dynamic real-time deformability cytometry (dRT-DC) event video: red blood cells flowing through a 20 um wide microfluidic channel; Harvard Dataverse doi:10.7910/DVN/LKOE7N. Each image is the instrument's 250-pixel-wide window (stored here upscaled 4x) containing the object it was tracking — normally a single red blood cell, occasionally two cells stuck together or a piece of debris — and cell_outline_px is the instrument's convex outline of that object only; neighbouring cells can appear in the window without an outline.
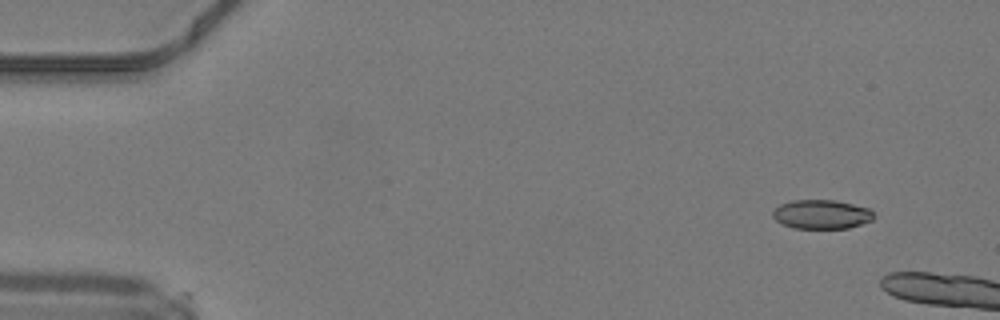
{"species": "common noctule bat (a hibernating species)", "species_latin": "Nyctalus noctula", "temperature_condition": "warm", "stored_images_in_passage": 4, "camera_frame_rate_fps": 3000, "um_per_image_px": 0.085, "animal": {"sex": "male", "body_mass_g": 19.2, "forearm_length_mm": 51.8}, "frame": {"image": 1, "passage_image": 1, "time_ms": 0.0, "image_size_px": [1000, 320], "cell_outline_px": [[876, 216], [872, 220], [848, 228], [792, 228], [776, 220], [772, 216], [772, 212], [780, 204], [792, 200], [836, 200], [868, 208]], "centroid_in_image_um": [69.83, 18.21], "position_along_channel_um": 15.2, "area_um2": 17.05}}